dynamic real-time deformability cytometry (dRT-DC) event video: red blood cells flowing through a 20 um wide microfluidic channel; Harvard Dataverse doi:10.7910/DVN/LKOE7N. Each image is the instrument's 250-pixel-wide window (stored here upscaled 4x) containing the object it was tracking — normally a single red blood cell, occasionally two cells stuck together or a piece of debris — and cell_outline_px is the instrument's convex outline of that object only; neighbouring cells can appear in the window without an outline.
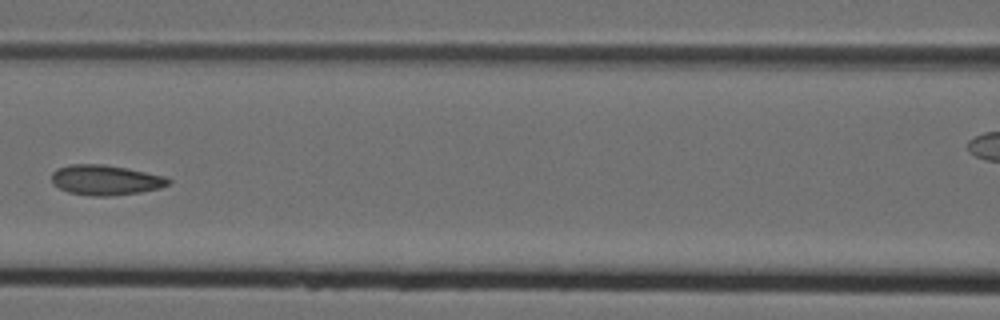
{"species": "Egyptian fruit bat (a non-hibernating species)", "species_latin": "Rousettus aegyptiacus", "temperature_condition": "cold", "stored_images_in_passage": 6, "segment_of_instrument_passage": [1, 2], "camera_frame_rate_fps": 3000, "um_per_image_px": 0.085, "animal": {"sex": "female"}, "frame": {"image": 1, "passage_image": 5, "time_ms": 1.333, "image_size_px": [1000, 320], "cell_outline_px": [[172, 180], [168, 184], [160, 188], [140, 192], [112, 196], [92, 196], [68, 192], [52, 184], [52, 172], [56, 168], [68, 164], [104, 164], [128, 168], [168, 176]], "centroid_in_image_um": [8.98, 15.29], "position_along_channel_um": 157.6, "area_um2": 20.81}}